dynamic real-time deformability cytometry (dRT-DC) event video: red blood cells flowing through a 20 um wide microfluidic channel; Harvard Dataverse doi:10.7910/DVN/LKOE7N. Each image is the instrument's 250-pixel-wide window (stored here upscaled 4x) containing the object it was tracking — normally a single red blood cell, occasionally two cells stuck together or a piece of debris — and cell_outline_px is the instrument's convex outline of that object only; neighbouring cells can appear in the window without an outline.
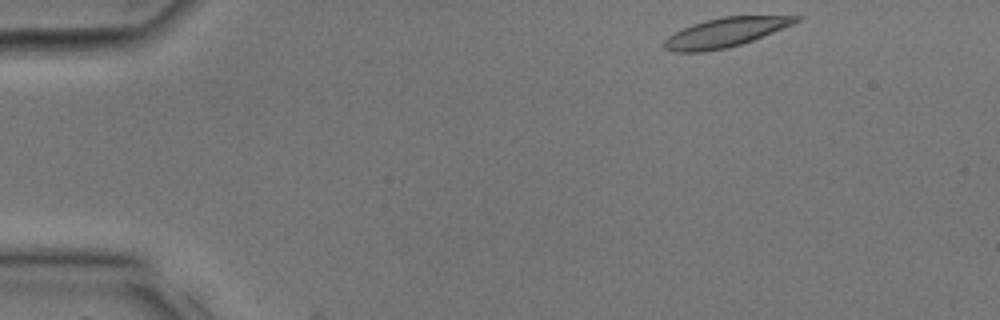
{"species": "common noctule bat (a hibernating species)", "species_latin": "Nyctalus noctula", "temperature_condition": "room temperature", "stored_images_in_passage": 2, "camera_frame_rate_fps": 3000, "um_per_image_px": 0.085, "animal": {"sex": "male", "body_mass_g": 17.9, "forearm_length_mm": 54.2}, "frame": {"image": 1, "passage_image": 1, "time_ms": 0.0, "image_size_px": [1000, 320], "cell_outline_px": [[804, 16], [800, 20], [792, 24], [752, 40], [728, 48], [704, 52], [676, 52], [664, 48], [664, 40], [668, 36], [692, 24], [704, 20], [724, 16]], "centroid_in_image_um": [61.62, 2.76], "position_along_channel_um": 23.4, "area_um2": 22.14}}